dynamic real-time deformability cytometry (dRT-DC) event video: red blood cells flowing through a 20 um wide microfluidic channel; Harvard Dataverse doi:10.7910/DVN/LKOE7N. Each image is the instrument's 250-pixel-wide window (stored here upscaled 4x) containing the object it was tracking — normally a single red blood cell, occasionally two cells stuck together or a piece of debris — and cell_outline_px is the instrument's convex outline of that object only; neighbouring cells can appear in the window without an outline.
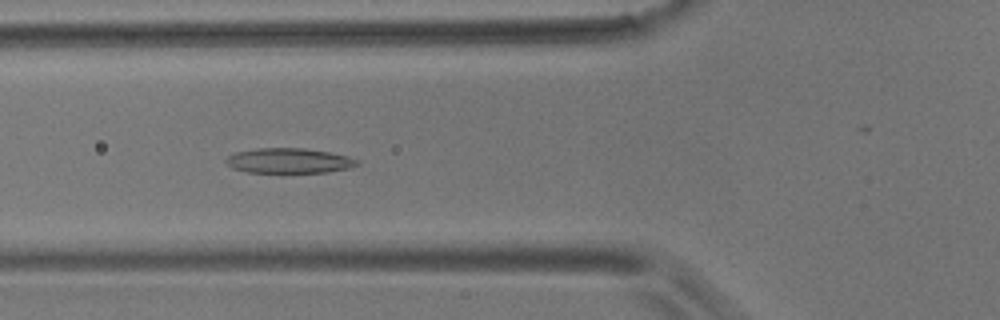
{"species": "common noctule bat (a hibernating species)", "species_latin": "Nyctalus noctula", "temperature_condition": "room temperature", "stored_images_in_passage": 6, "camera_frame_rate_fps": 3000, "um_per_image_px": 0.085, "animal": {"sex": "male", "body_mass_g": 17.9}, "frame": {"image": 1, "passage_image": 5, "time_ms": 4.333, "image_size_px": [1000, 320], "cell_outline_px": [[360, 164], [348, 168], [328, 172], [248, 172], [232, 168], [224, 160], [228, 156], [236, 152], [256, 148], [304, 148], [328, 152], [348, 156], [360, 160]], "centroid_in_image_um": [24.58, 13.65], "position_along_channel_um": 101.2, "area_um2": 19.07}}
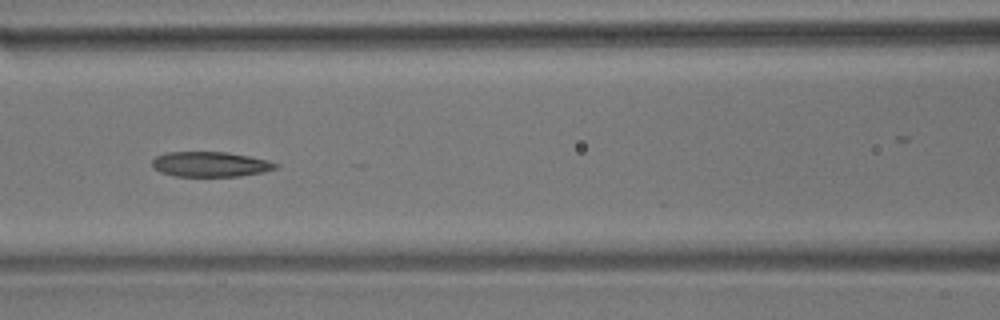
{"frame": {"image": 2, "passage_image": 6, "time_ms": 5.667, "image_size_px": [1000, 320], "cell_outline_px": [[280, 164], [276, 168], [264, 172], [240, 176], [172, 176], [160, 172], [152, 168], [152, 160], [156, 156], [164, 152], [228, 152], [268, 160]], "centroid_in_image_um": [17.85, 13.96], "position_along_channel_um": 148.7, "area_um2": 18.21}}